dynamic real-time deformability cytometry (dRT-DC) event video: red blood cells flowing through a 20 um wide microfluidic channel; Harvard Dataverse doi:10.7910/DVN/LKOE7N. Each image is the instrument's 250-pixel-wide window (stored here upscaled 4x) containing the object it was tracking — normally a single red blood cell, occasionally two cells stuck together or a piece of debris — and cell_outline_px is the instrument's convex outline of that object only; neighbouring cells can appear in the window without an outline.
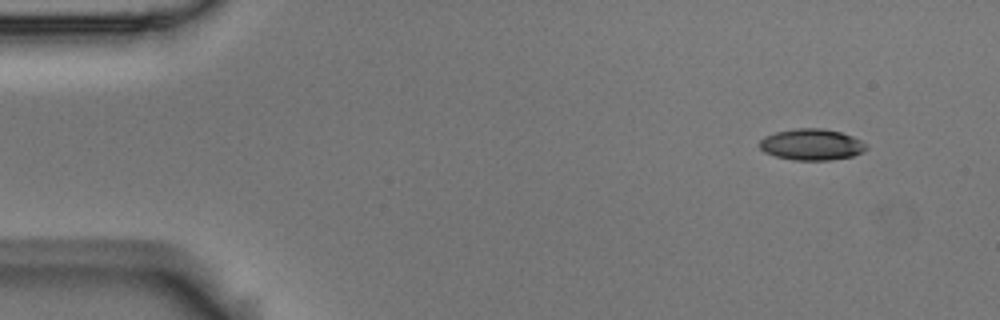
{"species": "Egyptian fruit bat (a non-hibernating species)", "species_latin": "Rousettus aegyptiacus", "temperature_condition": "room temperature", "stored_images_in_passage": 5, "segment_of_instrument_passage": [1, 2], "camera_frame_rate_fps": 3000, "um_per_image_px": 0.085, "animal": {"sex": "male"}, "frame": {"image": 1, "passage_image": 1, "time_ms": 0.0, "image_size_px": [1000, 320], "cell_outline_px": [[868, 148], [864, 152], [852, 156], [832, 160], [792, 160], [776, 156], [764, 152], [760, 148], [760, 140], [764, 136], [776, 132], [796, 128], [820, 128], [840, 132], [852, 136], [868, 144]], "centroid_in_image_um": [69.01, 12.29], "position_along_channel_um": 16.0, "area_um2": 19.54}}
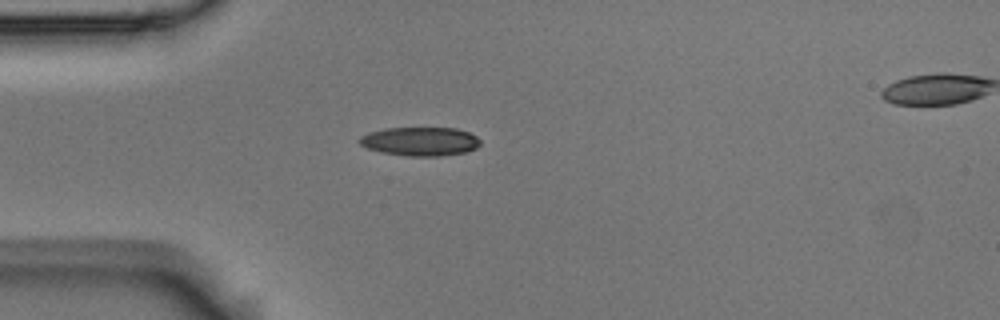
{"frame": {"image": 2, "passage_image": 4, "time_ms": 1.0, "image_size_px": [1000, 320], "cell_outline_px": [[480, 144], [476, 148], [464, 152], [440, 156], [408, 156], [380, 152], [368, 148], [360, 144], [356, 140], [360, 136], [368, 132], [384, 128], [456, 128], [468, 132], [476, 136], [480, 140]], "centroid_in_image_um": [35.68, 12.01], "position_along_channel_um": 49.3, "area_um2": 20.35}}